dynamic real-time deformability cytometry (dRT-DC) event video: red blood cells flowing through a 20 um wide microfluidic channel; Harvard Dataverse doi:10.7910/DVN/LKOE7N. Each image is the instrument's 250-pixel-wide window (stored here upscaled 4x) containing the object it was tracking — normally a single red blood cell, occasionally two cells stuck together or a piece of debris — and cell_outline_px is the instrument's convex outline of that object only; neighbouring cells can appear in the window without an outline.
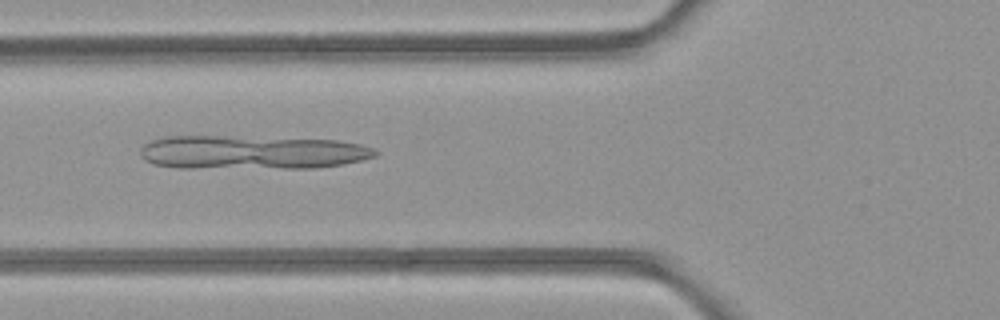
{"species": "common noctule bat (a hibernating species)", "species_latin": "Nyctalus noctula", "temperature_condition": "room temperature", "stored_images_in_passage": 36, "camera_frame_rate_fps": 3000, "um_per_image_px": 0.085, "animal": {"sex": "female", "body_mass_g": 21.9}, "frame": {"image": 1, "passage_image": 6, "time_ms": 1.667, "image_size_px": [1000, 320], "cell_outline_px": [[380, 152], [376, 156], [360, 160], [340, 164], [316, 168], [176, 168], [152, 164], [144, 160], [140, 156], [140, 148], [144, 144], [152, 140], [168, 136], [224, 136], [336, 140], [360, 144], [372, 148]], "centroid_in_image_um": [21.34, 12.96], "position_along_channel_um": 104.5, "area_um2": 46.53}}
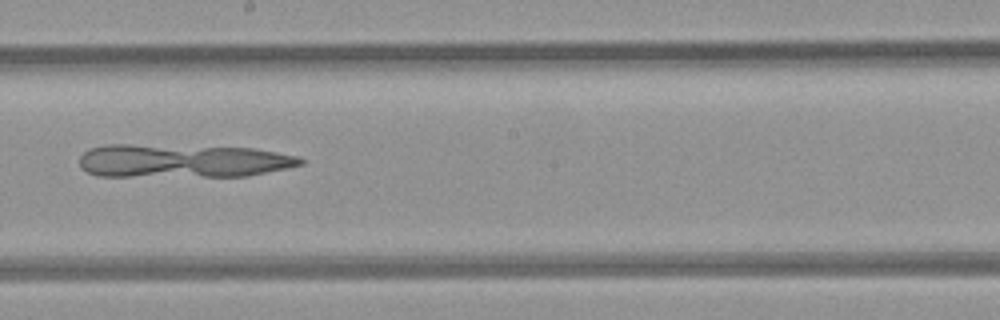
{"frame": {"image": 2, "passage_image": 15, "time_ms": 4.667, "image_size_px": [1000, 320], "cell_outline_px": [[304, 164], [248, 176], [96, 176], [80, 168], [80, 156], [88, 148], [108, 144], [128, 144], [256, 148], [296, 156], [304, 160]], "centroid_in_image_um": [15.48, 13.67], "position_along_channel_um": 232.7, "area_um2": 43.18}}
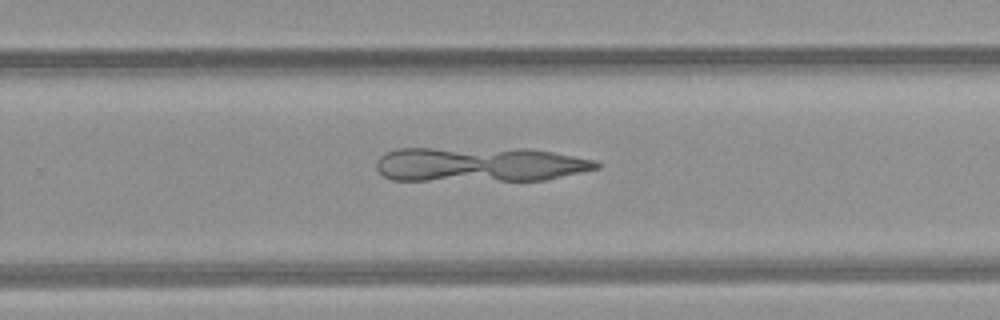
{"frame": {"image": 3, "passage_image": 19, "time_ms": 6.0, "image_size_px": [1000, 320], "cell_outline_px": [[600, 168], [544, 180], [392, 180], [384, 176], [376, 168], [376, 164], [380, 156], [384, 152], [396, 148], [528, 148], [552, 152], [592, 160], [600, 164]], "centroid_in_image_um": [40.72, 13.96], "position_along_channel_um": 289.1, "area_um2": 44.62}}